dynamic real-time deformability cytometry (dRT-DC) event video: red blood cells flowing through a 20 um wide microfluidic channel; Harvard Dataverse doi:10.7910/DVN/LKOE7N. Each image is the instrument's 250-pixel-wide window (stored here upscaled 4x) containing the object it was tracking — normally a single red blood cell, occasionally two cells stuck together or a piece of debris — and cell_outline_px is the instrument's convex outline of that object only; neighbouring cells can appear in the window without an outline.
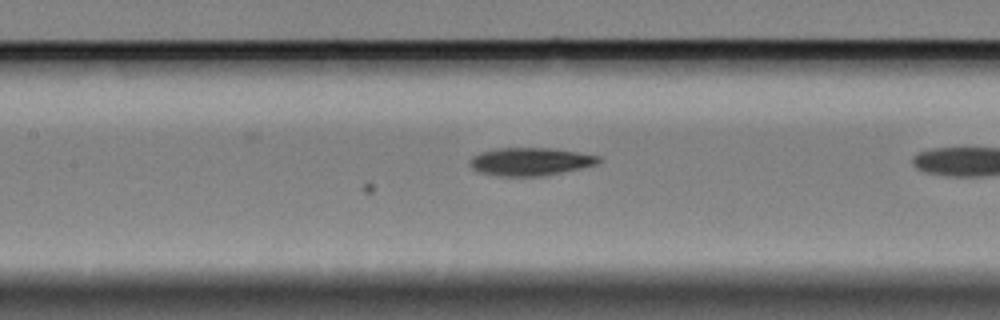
{"species": "Egyptian fruit bat (a non-hibernating species)", "species_latin": "Rousettus aegyptiacus", "temperature_condition": "cold", "stored_images_in_passage": 9, "camera_frame_rate_fps": 3000, "um_per_image_px": 0.085, "animal": {"sex": "female"}, "frame": {"image": 1, "passage_image": 9, "time_ms": 2.667, "image_size_px": [1000, 320], "cell_outline_px": [[600, 160], [596, 164], [580, 168], [544, 176], [500, 176], [480, 172], [472, 168], [472, 156], [480, 152], [500, 148], [548, 148], [576, 152], [600, 156]], "centroid_in_image_um": [45.08, 13.73], "position_along_channel_um": 162.3, "area_um2": 20.58}}